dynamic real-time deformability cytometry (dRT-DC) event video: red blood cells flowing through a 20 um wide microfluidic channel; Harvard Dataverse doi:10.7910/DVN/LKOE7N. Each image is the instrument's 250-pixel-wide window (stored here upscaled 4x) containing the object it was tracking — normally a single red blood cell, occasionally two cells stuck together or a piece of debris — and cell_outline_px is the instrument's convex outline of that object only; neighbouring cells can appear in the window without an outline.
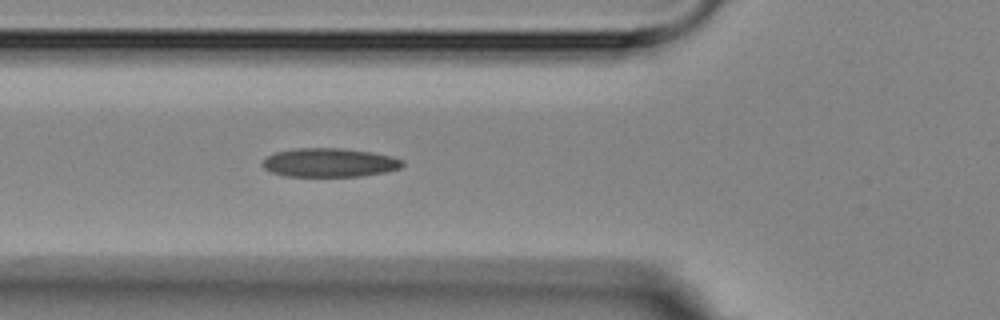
{"species": "Egyptian fruit bat (a non-hibernating species)", "species_latin": "Rousettus aegyptiacus", "temperature_condition": "room temperature", "stored_images_in_passage": 3, "camera_frame_rate_fps": 3000, "um_per_image_px": 0.085, "animal": {"sex": "female"}, "frame": {"image": 1, "passage_image": 3, "time_ms": 2.333, "image_size_px": [1000, 320], "cell_outline_px": [[404, 164], [400, 168], [384, 172], [360, 176], [284, 176], [272, 172], [264, 168], [260, 164], [268, 156], [276, 152], [296, 148], [340, 148], [372, 152], [392, 156], [404, 160]], "centroid_in_image_um": [28.01, 13.82], "position_along_channel_um": 97.8, "area_um2": 23.47}}